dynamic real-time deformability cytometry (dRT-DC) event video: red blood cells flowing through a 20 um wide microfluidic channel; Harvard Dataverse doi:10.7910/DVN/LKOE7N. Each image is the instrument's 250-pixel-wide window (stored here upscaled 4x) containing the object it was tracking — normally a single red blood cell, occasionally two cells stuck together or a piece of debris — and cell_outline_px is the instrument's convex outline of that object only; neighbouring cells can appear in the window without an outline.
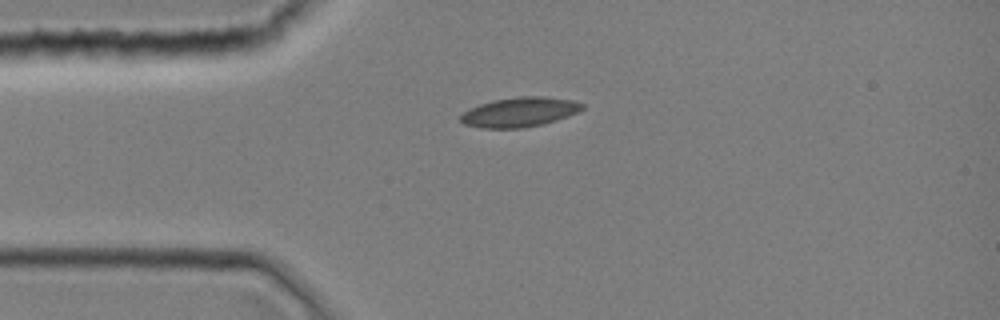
{"species": "common noctule bat (a hibernating species)", "species_latin": "Nyctalus noctula", "temperature_condition": "room temperature", "stored_images_in_passage": 1, "camera_frame_rate_fps": 3000, "um_per_image_px": 0.085, "animal": {"sex": "female", "body_mass_g": 19.0, "forearm_length_mm": 51.5}, "frame": {"image": 1, "passage_image": 1, "time_ms": 0.0, "image_size_px": [1000, 320], "cell_outline_px": [[584, 108], [568, 116], [544, 124], [520, 128], [480, 128], [464, 124], [460, 120], [460, 116], [468, 108], [492, 100], [516, 96], [544, 96], [572, 100], [584, 104]], "centroid_in_image_um": [44.14, 9.52], "position_along_channel_um": 40.9, "area_um2": 21.1}}